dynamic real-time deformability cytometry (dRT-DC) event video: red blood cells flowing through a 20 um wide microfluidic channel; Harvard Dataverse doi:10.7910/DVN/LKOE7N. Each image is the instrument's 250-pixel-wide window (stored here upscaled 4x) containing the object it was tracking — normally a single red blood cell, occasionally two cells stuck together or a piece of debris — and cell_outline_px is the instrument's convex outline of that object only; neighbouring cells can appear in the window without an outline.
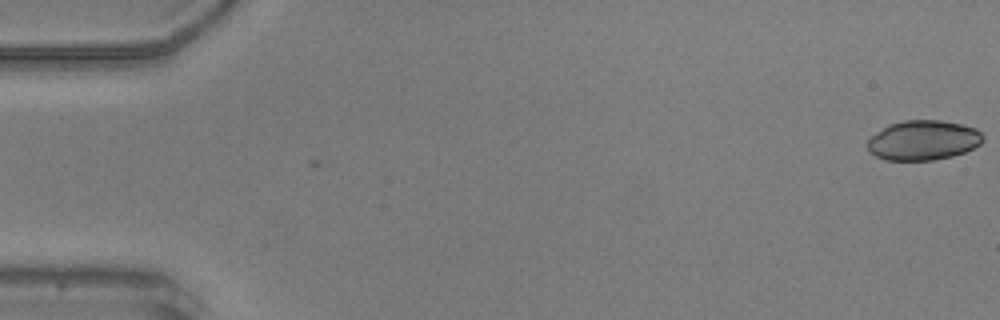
{"species": "common noctule bat (a hibernating species)", "species_latin": "Nyctalus noctula", "temperature_condition": "warm", "stored_images_in_passage": 2, "camera_frame_rate_fps": 3000, "um_per_image_px": 0.085, "animal": {"sex": "male", "body_mass_g": 20.5, "forearm_length_mm": 52.5}, "frame": {"image": 1, "passage_image": 1, "time_ms": 0.0, "image_size_px": [1000, 320], "cell_outline_px": [[984, 140], [980, 144], [964, 152], [952, 156], [932, 160], [884, 160], [868, 152], [868, 140], [876, 132], [888, 124], [904, 120], [940, 120], [960, 124], [976, 128], [984, 136]], "centroid_in_image_um": [78.46, 11.92], "position_along_channel_um": 6.5, "area_um2": 26.82}}